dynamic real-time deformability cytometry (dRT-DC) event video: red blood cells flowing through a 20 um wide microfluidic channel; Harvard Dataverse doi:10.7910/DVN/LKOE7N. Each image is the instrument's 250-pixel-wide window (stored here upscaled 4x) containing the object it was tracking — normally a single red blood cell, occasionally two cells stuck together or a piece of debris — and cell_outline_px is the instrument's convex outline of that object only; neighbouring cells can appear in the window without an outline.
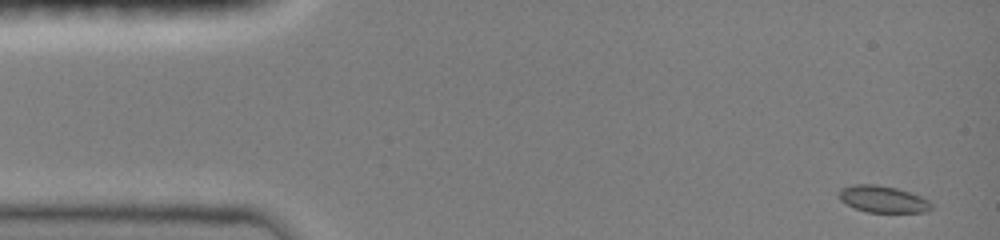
{"species": "common noctule bat (a hibernating species)", "species_latin": "Nyctalus noctula", "temperature_condition": "room temperature", "stored_images_in_passage": 17, "camera_frame_rate_fps": 3000, "um_per_image_px": 0.085, "animal": {"sex": "female", "body_mass_g": 19.0, "forearm_length_mm": 51.5}, "frame": {"image": 1, "passage_image": 1, "time_ms": 0.0, "image_size_px": [1000, 240], "cell_outline_px": [[932, 208], [928, 212], [868, 212], [856, 208], [840, 200], [840, 188], [852, 184], [876, 184], [896, 188], [920, 196], [928, 200], [932, 204]], "centroid_in_image_um": [75.06, 16.92], "position_along_channel_um": 9.9, "area_um2": 14.28}}
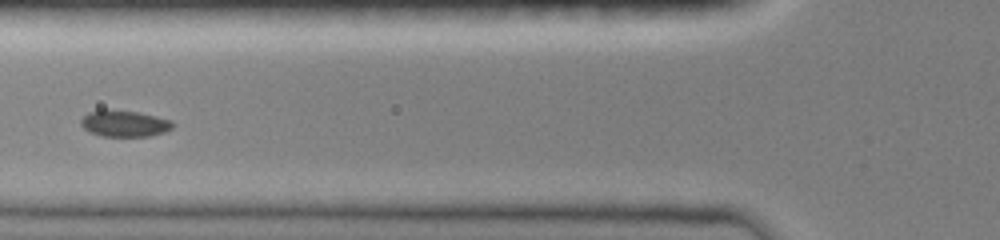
{"frame": {"image": 2, "passage_image": 12, "time_ms": 5.333, "image_size_px": [1000, 240], "cell_outline_px": [[176, 124], [172, 128], [164, 132], [148, 136], [100, 136], [88, 132], [80, 124], [80, 120], [88, 112], [104, 108], [112, 108], [136, 112], [156, 116], [172, 120]], "centroid_in_image_um": [10.55, 10.48], "position_along_channel_um": 115.3, "area_um2": 14.45}}
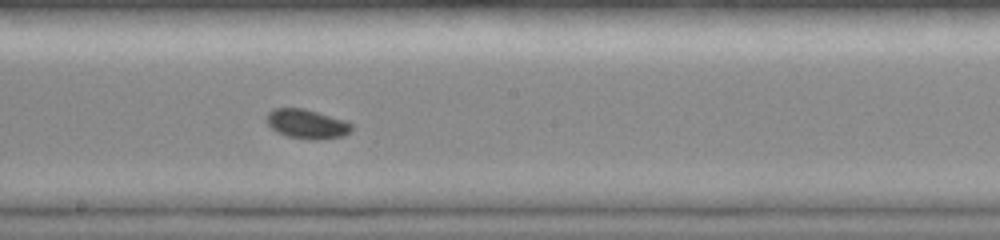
{"frame": {"image": 3, "passage_image": 17, "time_ms": 8.0, "image_size_px": [1000, 240], "cell_outline_px": [[352, 128], [344, 136], [320, 140], [312, 140], [288, 136], [276, 132], [264, 120], [264, 116], [272, 108], [304, 108], [344, 120], [352, 124]], "centroid_in_image_um": [26.03, 10.53], "position_along_channel_um": 222.2, "area_um2": 14.68}}